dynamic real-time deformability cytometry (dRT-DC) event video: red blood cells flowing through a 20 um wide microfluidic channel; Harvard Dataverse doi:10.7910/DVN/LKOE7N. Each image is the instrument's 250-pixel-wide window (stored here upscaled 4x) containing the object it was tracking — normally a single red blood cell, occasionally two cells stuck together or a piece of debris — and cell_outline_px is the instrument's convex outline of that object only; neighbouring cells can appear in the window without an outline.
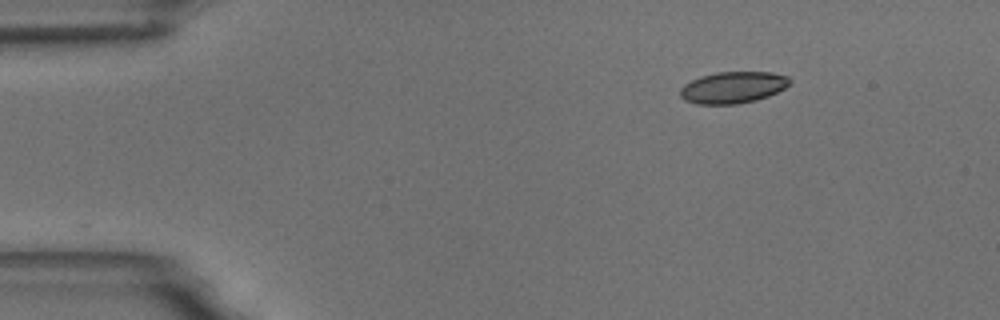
{"species": "common noctule bat (a hibernating species)", "species_latin": "Nyctalus noctula", "temperature_condition": "room temperature", "stored_images_in_passage": 35, "camera_frame_rate_fps": 3000, "um_per_image_px": 0.085, "animal": {"sex": "male", "body_mass_g": 18.8}, "frame": {"image": 1, "passage_image": 1, "time_ms": 0.0, "image_size_px": [1000, 320], "cell_outline_px": [[792, 80], [784, 88], [768, 96], [756, 100], [736, 104], [696, 104], [684, 100], [680, 96], [680, 88], [684, 84], [700, 76], [716, 72], [772, 72], [788, 76]], "centroid_in_image_um": [62.28, 7.43], "position_along_channel_um": 22.7, "area_um2": 20.23}}
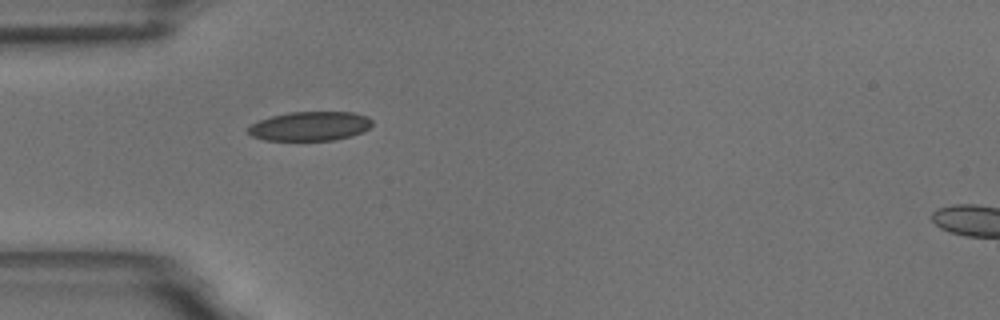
{"frame": {"image": 2, "passage_image": 10, "time_ms": 3.0, "image_size_px": [1000, 320], "cell_outline_px": [[372, 124], [364, 132], [352, 136], [332, 140], [264, 140], [252, 136], [248, 132], [248, 128], [252, 124], [260, 120], [272, 116], [288, 112], [352, 112], [368, 116], [372, 120]], "centroid_in_image_um": [26.38, 10.72], "position_along_channel_um": 58.6, "area_um2": 21.1}}
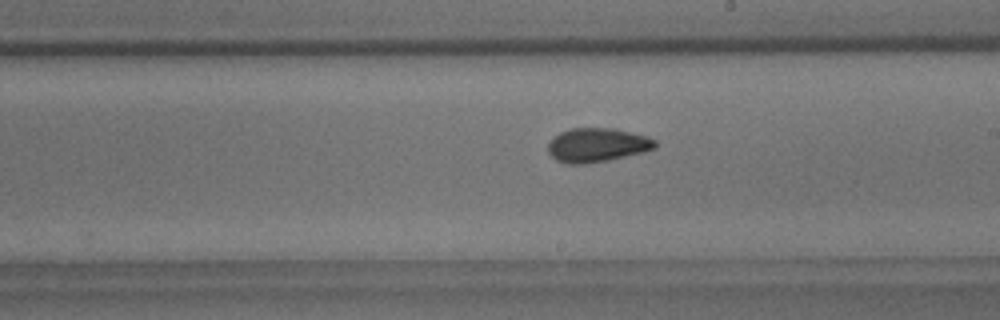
{"frame": {"image": 3, "passage_image": 25, "time_ms": 8.0, "image_size_px": [1000, 320], "cell_outline_px": [[656, 148], [644, 152], [608, 160], [584, 164], [568, 164], [556, 160], [548, 152], [548, 144], [560, 132], [572, 128], [616, 128], [648, 136], [656, 140]], "centroid_in_image_um": [50.79, 12.32], "position_along_channel_um": 238.2, "area_um2": 21.27}}